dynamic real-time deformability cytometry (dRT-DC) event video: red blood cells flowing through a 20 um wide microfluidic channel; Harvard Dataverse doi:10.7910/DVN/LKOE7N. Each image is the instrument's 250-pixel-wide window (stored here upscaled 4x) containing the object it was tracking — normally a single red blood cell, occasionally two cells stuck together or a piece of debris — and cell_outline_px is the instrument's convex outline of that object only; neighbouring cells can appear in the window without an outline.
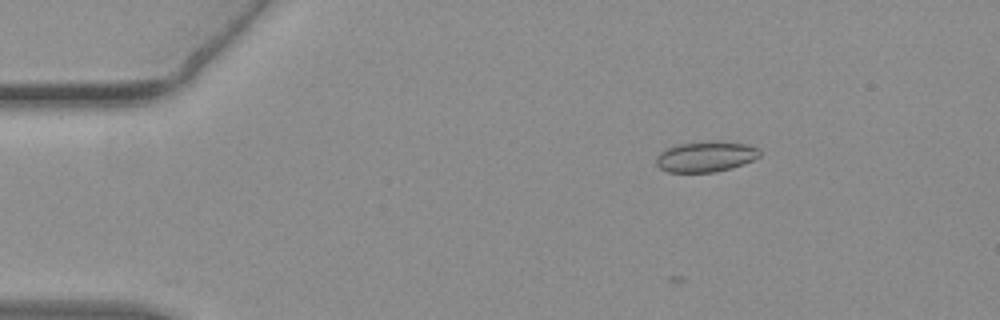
{"species": "common noctule bat (a hibernating species)", "species_latin": "Nyctalus noctula", "temperature_condition": "warm", "stored_images_in_passage": 41, "camera_frame_rate_fps": 3000, "um_per_image_px": 0.085, "animal": {"sex": "female", "body_mass_g": 19.3, "forearm_length_mm": 54.1}, "frame": {"image": 1, "passage_image": 5, "time_ms": 1.333, "image_size_px": [1000, 320], "cell_outline_px": [[760, 156], [752, 160], [716, 172], [668, 172], [660, 168], [656, 164], [656, 156], [660, 152], [668, 148], [680, 144], [744, 144], [756, 148], [760, 152]], "centroid_in_image_um": [59.91, 13.37], "position_along_channel_um": 25.1, "area_um2": 17.22}}
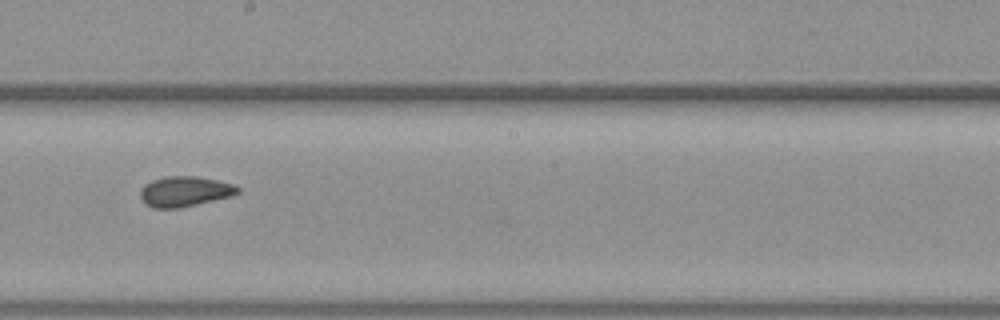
{"frame": {"image": 2, "passage_image": 27, "time_ms": 8.667, "image_size_px": [1000, 320], "cell_outline_px": [[240, 192], [232, 196], [180, 208], [152, 208], [140, 196], [140, 192], [144, 184], [152, 180], [164, 176], [196, 176], [216, 180], [232, 184], [240, 188]], "centroid_in_image_um": [15.71, 16.27], "position_along_channel_um": 232.5, "area_um2": 17.11}}
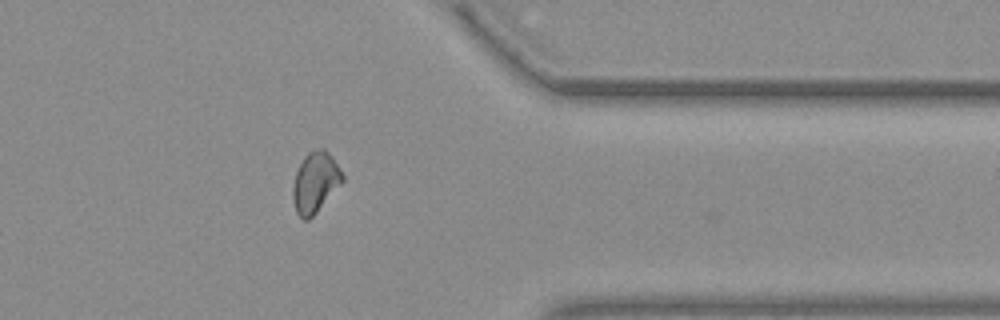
{"frame": {"image": 3, "passage_image": 40, "time_ms": 13.0, "image_size_px": [1000, 320], "cell_outline_px": [[344, 180], [316, 212], [308, 220], [304, 220], [296, 212], [292, 196], [292, 188], [296, 172], [304, 156], [308, 152], [316, 148], [324, 148], [332, 156], [340, 168], [344, 176]], "centroid_in_image_um": [26.79, 15.47], "position_along_channel_um": 384.6, "area_um2": 17.4}}